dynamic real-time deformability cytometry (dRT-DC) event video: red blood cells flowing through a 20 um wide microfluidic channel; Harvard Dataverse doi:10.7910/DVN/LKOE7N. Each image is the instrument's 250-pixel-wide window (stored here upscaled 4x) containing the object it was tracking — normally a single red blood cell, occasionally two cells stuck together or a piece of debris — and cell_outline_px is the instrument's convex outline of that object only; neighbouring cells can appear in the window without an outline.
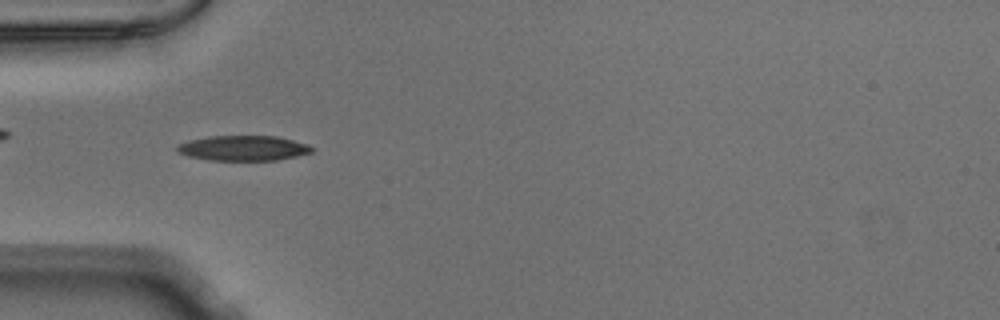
{"species": "Egyptian fruit bat (a non-hibernating species)", "species_latin": "Rousettus aegyptiacus", "temperature_condition": "warm", "stored_images_in_passage": 52, "camera_frame_rate_fps": 3000, "um_per_image_px": 0.085, "animal": {"sex": "male"}, "frame": {"image": 1, "passage_image": 16, "time_ms": 5.0, "image_size_px": [1000, 320], "cell_outline_px": [[316, 148], [312, 152], [296, 156], [276, 160], [208, 160], [188, 156], [176, 152], [176, 144], [188, 140], [208, 136], [276, 136], [308, 144]], "centroid_in_image_um": [20.65, 12.59], "position_along_channel_um": 64.4, "area_um2": 19.88}}
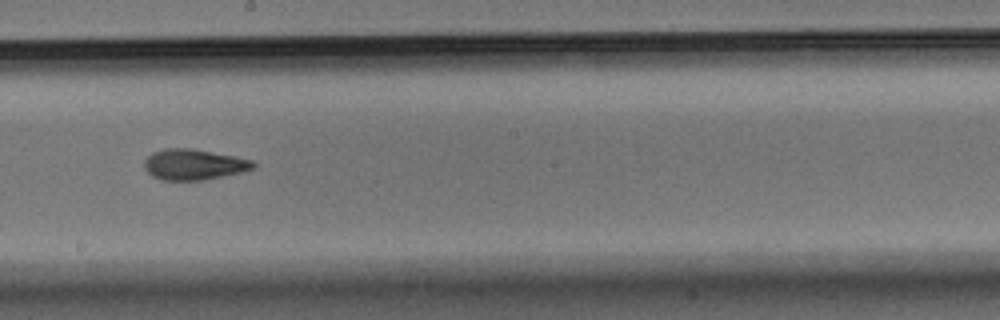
{"frame": {"image": 2, "passage_image": 29, "time_ms": 9.333, "image_size_px": [1000, 320], "cell_outline_px": [[256, 168], [244, 172], [204, 180], [160, 180], [152, 176], [144, 168], [144, 160], [152, 152], [164, 148], [192, 148], [252, 160], [256, 164]], "centroid_in_image_um": [16.47, 13.99], "position_along_channel_um": 231.7, "area_um2": 19.65}}
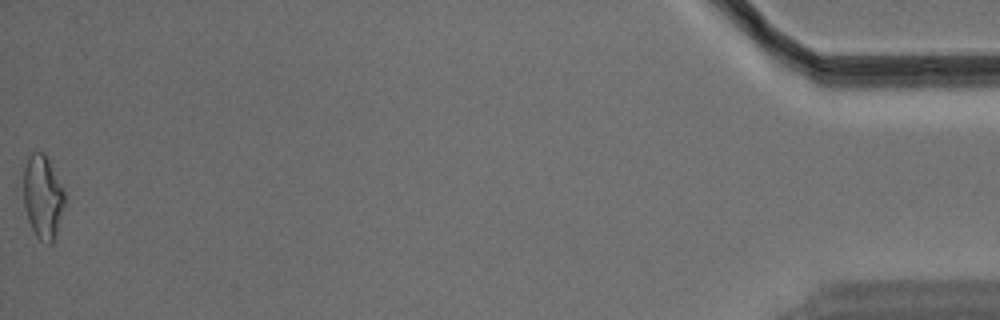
{"frame": {"image": 3, "passage_image": 52, "time_ms": 17.0, "image_size_px": [1000, 320], "cell_outline_px": [[64, 208], [52, 244], [48, 244], [40, 240], [36, 236], [28, 220], [24, 208], [24, 168], [28, 156], [32, 152], [44, 152], [64, 188]], "centroid_in_image_um": [3.63, 16.73], "position_along_channel_um": 431.6, "area_um2": 20.0}}